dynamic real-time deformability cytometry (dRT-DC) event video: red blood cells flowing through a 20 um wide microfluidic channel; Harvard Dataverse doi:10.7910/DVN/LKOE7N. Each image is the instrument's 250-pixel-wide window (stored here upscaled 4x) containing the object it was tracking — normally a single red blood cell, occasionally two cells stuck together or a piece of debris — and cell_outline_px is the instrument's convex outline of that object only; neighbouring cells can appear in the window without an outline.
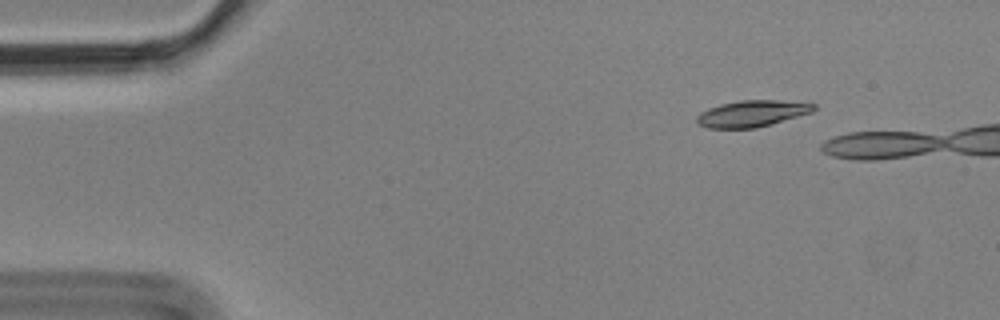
{"species": "Egyptian fruit bat (a non-hibernating species)", "species_latin": "Rousettus aegyptiacus", "temperature_condition": "cold", "stored_images_in_passage": 4, "camera_frame_rate_fps": 3000, "um_per_image_px": 0.085, "animal": {"sex": "male"}, "frame": {"image": 1, "passage_image": 2, "time_ms": 0.333, "image_size_px": [1000, 320], "cell_outline_px": [[816, 108], [812, 112], [756, 128], [708, 128], [696, 124], [696, 116], [700, 112], [708, 108], [720, 104], [740, 100], [780, 100], [816, 104]], "centroid_in_image_um": [63.87, 9.65], "position_along_channel_um": 21.1, "area_um2": 18.03}}